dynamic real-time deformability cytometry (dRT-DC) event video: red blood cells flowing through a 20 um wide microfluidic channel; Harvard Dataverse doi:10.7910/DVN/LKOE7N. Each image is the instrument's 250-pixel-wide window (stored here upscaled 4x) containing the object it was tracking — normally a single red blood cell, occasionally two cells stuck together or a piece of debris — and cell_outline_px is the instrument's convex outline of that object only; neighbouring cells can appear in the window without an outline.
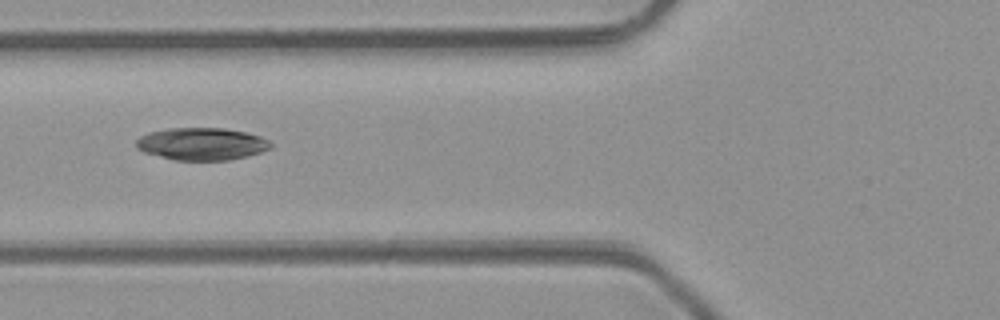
{"species": "common noctule bat (a hibernating species)", "species_latin": "Nyctalus noctula", "temperature_condition": "room temperature", "stored_images_in_passage": 6, "camera_frame_rate_fps": 3000, "um_per_image_px": 0.085, "animal": {"sex": "male", "body_mass_g": 23.1, "forearm_length_mm": 52.7}, "frame": {"image": 1, "passage_image": 5, "time_ms": 5.333, "image_size_px": [1000, 320], "cell_outline_px": [[272, 148], [248, 156], [228, 160], [172, 160], [144, 152], [136, 148], [136, 140], [140, 136], [148, 132], [168, 128], [224, 128], [244, 132], [260, 136], [268, 140], [272, 144]], "centroid_in_image_um": [17.13, 12.23], "position_along_channel_um": 108.7, "area_um2": 25.49}}
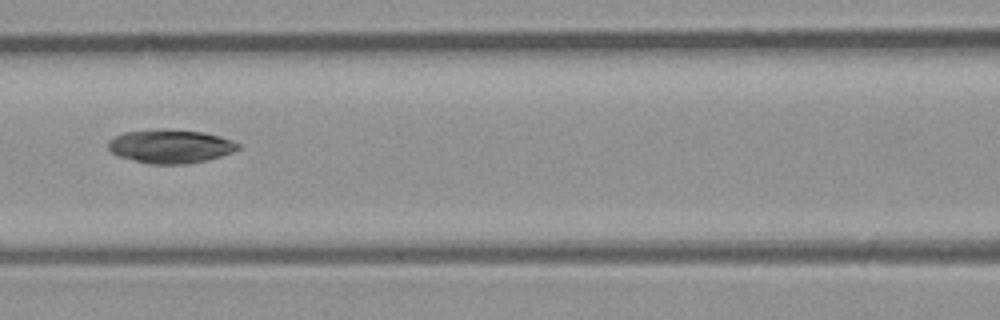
{"frame": {"image": 2, "passage_image": 6, "time_ms": 6.333, "image_size_px": [1000, 320], "cell_outline_px": [[240, 148], [232, 152], [208, 160], [184, 164], [148, 164], [116, 156], [108, 148], [108, 140], [124, 132], [204, 132], [220, 136], [232, 140], [240, 144]], "centroid_in_image_um": [14.5, 12.49], "position_along_channel_um": 152.1, "area_um2": 24.57}}